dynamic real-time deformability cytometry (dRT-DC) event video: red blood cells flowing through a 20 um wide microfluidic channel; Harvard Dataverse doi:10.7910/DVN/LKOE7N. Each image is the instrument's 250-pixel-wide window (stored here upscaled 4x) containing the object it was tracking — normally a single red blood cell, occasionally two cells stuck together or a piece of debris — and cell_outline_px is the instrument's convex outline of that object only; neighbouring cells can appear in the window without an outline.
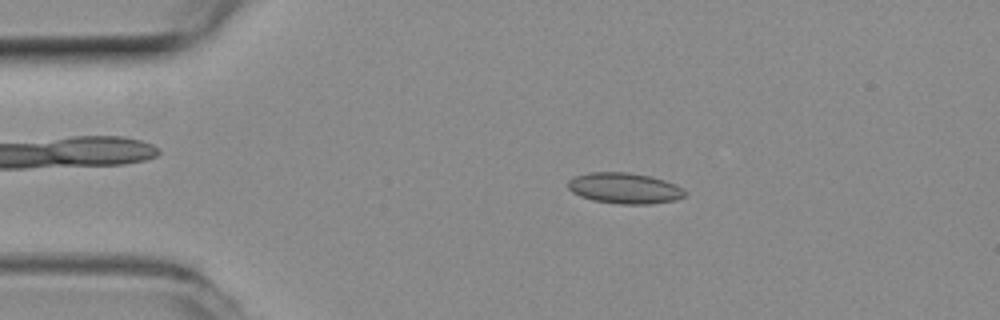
{"species": "common noctule bat (a hibernating species)", "species_latin": "Nyctalus noctula", "temperature_condition": "room temperature", "stored_images_in_passage": 51, "camera_frame_rate_fps": 3000, "um_per_image_px": 0.085, "animal": {"sex": "female", "body_mass_g": 19.3, "forearm_length_mm": 54.1}, "frame": {"image": 1, "passage_image": 9, "time_ms": 2.667, "image_size_px": [1000, 320], "cell_outline_px": [[688, 192], [684, 196], [676, 200], [648, 204], [620, 204], [592, 200], [580, 196], [572, 192], [568, 188], [568, 180], [576, 176], [588, 172], [628, 172], [648, 176], [664, 180], [676, 184]], "centroid_in_image_um": [53.09, 16.0], "position_along_channel_um": 31.9, "area_um2": 21.04}}
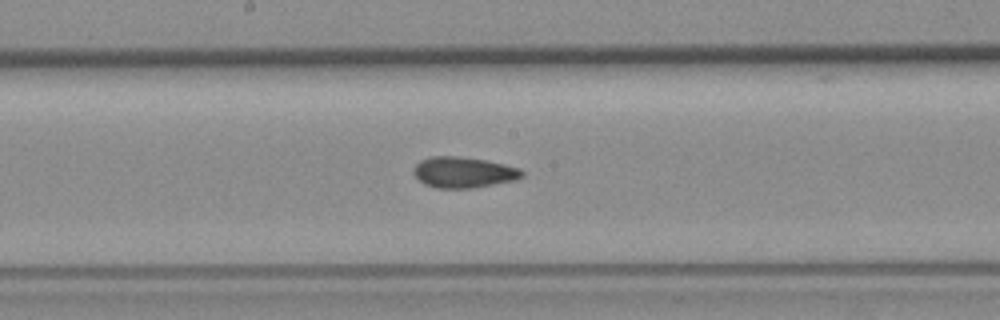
{"frame": {"image": 2, "passage_image": 26, "time_ms": 8.333, "image_size_px": [1000, 320], "cell_outline_px": [[524, 176], [516, 180], [472, 188], [436, 188], [424, 184], [412, 172], [416, 164], [420, 160], [432, 156], [460, 156], [484, 160], [504, 164], [520, 168], [524, 172]], "centroid_in_image_um": [39.41, 14.65], "position_along_channel_um": 208.8, "area_um2": 19.54}}
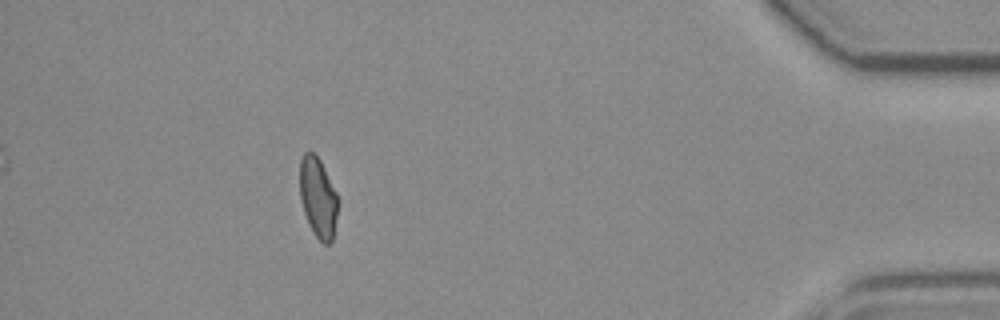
{"frame": {"image": 3, "passage_image": 46, "time_ms": 15.0, "image_size_px": [1000, 320], "cell_outline_px": [[340, 200], [332, 244], [324, 244], [316, 236], [308, 224], [300, 200], [300, 160], [304, 152], [312, 152], [320, 160]], "centroid_in_image_um": [27.05, 16.83], "position_along_channel_um": 408.1, "area_um2": 18.03}, "authors_computed_cell_mechanics": {"area_um2": 19.074, "velocity_mm_per_s": 3.8801, "shape_relaxation_time_tau1_ms": null, "shape_relaxation_time_tau2_ms": 1.9237, "deformation_change_tau1": null, "deformation_change_tau2": 0.0786}}